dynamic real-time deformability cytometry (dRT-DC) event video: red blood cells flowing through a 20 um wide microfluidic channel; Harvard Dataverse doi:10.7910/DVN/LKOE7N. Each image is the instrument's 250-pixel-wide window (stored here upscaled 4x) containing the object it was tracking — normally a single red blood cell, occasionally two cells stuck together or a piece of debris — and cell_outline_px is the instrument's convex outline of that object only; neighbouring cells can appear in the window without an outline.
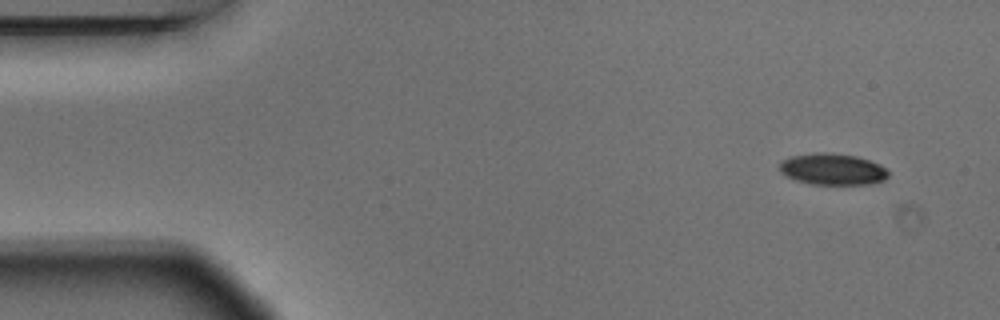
{"species": "Egyptian fruit bat (a non-hibernating species)", "species_latin": "Rousettus aegyptiacus", "temperature_condition": "warm", "stored_images_in_passage": 6, "camera_frame_rate_fps": 3000, "um_per_image_px": 0.085, "animal": {"sex": "male"}, "frame": {"image": 1, "passage_image": 1, "time_ms": 0.0, "image_size_px": [1000, 320], "cell_outline_px": [[888, 176], [884, 180], [868, 184], [812, 184], [796, 180], [780, 172], [780, 164], [784, 160], [792, 156], [816, 152], [828, 152], [856, 156], [880, 164], [888, 168]], "centroid_in_image_um": [70.8, 14.38], "position_along_channel_um": 14.2, "area_um2": 19.83}}
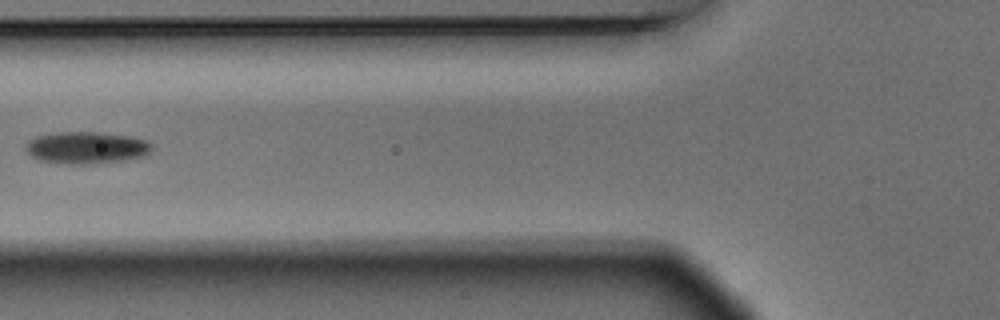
{"frame": {"image": 2, "passage_image": 5, "time_ms": 1.333, "image_size_px": [1000, 320], "cell_outline_px": [[152, 152], [148, 156], [124, 160], [96, 164], [64, 164], [40, 160], [32, 156], [24, 148], [28, 140], [36, 136], [60, 132], [96, 132], [132, 136], [148, 140], [152, 144]], "centroid_in_image_um": [7.41, 12.56], "position_along_channel_um": 118.4, "area_um2": 23.93}}
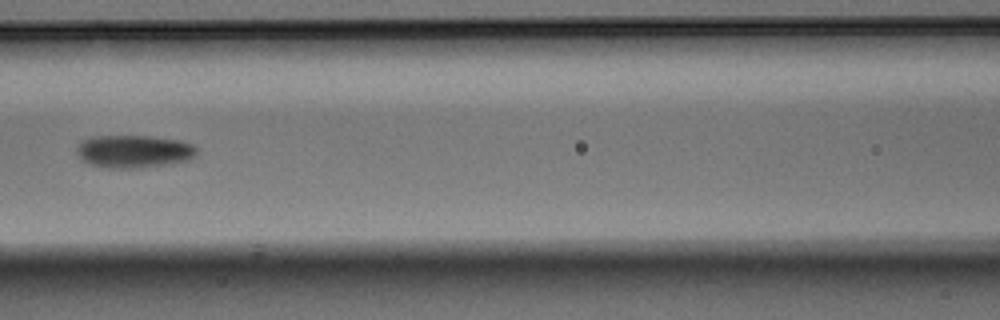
{"frame": {"image": 3, "passage_image": 6, "time_ms": 1.667, "image_size_px": [1000, 320], "cell_outline_px": [[196, 156], [188, 160], [172, 164], [140, 168], [108, 168], [92, 164], [84, 160], [76, 152], [76, 148], [84, 140], [92, 136], [152, 136], [180, 140], [192, 144], [196, 148]], "centroid_in_image_um": [11.43, 12.87], "position_along_channel_um": 155.2, "area_um2": 22.95}}